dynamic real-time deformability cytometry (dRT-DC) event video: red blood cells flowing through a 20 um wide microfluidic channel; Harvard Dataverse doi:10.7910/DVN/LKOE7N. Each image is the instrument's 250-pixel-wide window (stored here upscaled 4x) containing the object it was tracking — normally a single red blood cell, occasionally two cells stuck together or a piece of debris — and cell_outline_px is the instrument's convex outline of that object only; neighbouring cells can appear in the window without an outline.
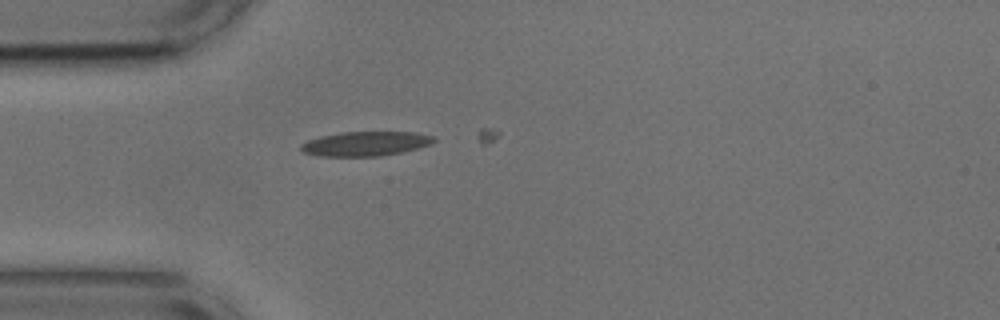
{"species": "common noctule bat (a hibernating species)", "species_latin": "Nyctalus noctula", "temperature_condition": "cold", "stored_images_in_passage": 4, "camera_frame_rate_fps": 3000, "um_per_image_px": 0.085, "animal": {"sex": "male", "body_mass_g": 17.9, "forearm_length_mm": 54.2}, "frame": {"image": 1, "passage_image": 1, "time_ms": 0.0, "image_size_px": [1000, 320], "cell_outline_px": [[436, 140], [428, 144], [416, 148], [400, 152], [380, 156], [320, 156], [304, 152], [300, 148], [300, 144], [308, 140], [320, 136], [340, 132], [416, 132], [436, 136]], "centroid_in_image_um": [31.05, 12.2], "position_along_channel_um": 53.9, "area_um2": 18.84}}